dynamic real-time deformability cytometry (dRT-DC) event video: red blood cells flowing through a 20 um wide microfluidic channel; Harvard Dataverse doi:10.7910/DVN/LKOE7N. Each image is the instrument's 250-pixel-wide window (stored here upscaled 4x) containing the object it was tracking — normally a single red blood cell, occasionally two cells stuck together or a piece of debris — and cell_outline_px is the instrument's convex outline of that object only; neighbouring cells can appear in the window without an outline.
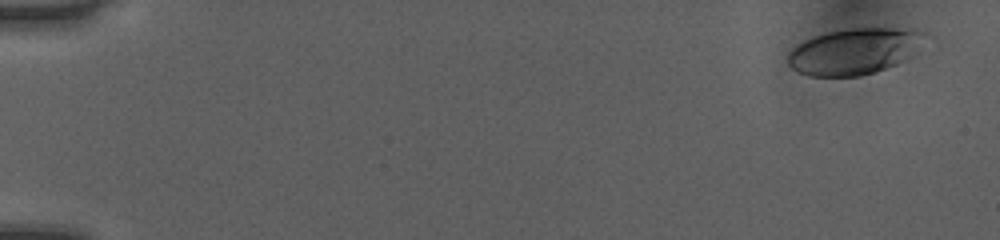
{"species": "human", "species_latin": "Homo sapiens", "temperature_condition": "room temperature", "stored_images_in_passage": 50, "camera_frame_rate_fps": 3000, "um_per_image_px": 0.085, "donor": {"sex": "female"}, "frame": {"image": 1, "passage_image": 1, "time_ms": 0.0, "image_size_px": [1000, 240], "cell_outline_px": [[932, 36], [908, 60], [860, 76], [808, 76], [796, 72], [788, 64], [788, 52], [792, 48], [816, 36], [828, 32], [852, 28], [916, 28], [928, 32]], "centroid_in_image_um": [72.74, 4.34], "position_along_channel_um": 12.3, "area_um2": 37.4}}
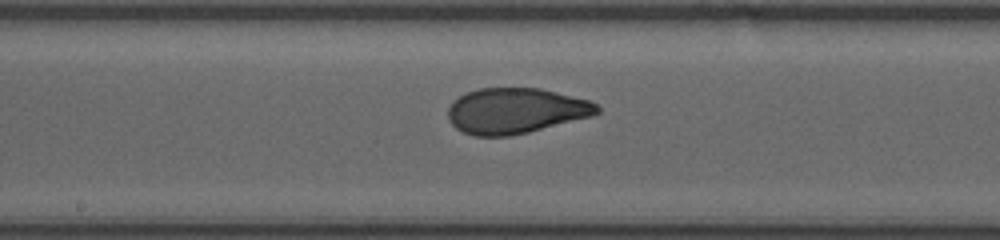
{"frame": {"image": 2, "passage_image": 27, "time_ms": 8.667, "image_size_px": [1000, 240], "cell_outline_px": [[600, 112], [592, 116], [528, 132], [508, 136], [472, 136], [456, 128], [448, 120], [448, 108], [452, 100], [468, 92], [480, 88], [540, 88], [588, 100], [596, 104], [600, 108]], "centroid_in_image_um": [43.81, 9.42], "position_along_channel_um": 204.4, "area_um2": 39.48}}
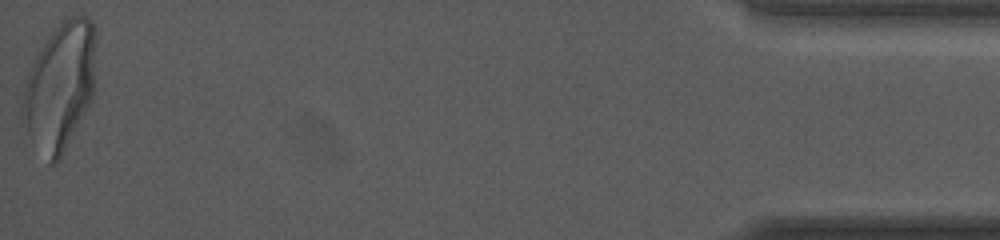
{"frame": {"image": 3, "passage_image": 50, "time_ms": 16.333, "image_size_px": [1000, 240], "cell_outline_px": [[96, 32], [92, 100], [88, 108], [60, 160], [56, 164], [48, 164], [20, 120], [20, 108], [24, 84], [28, 72], [40, 48], [60, 20], [76, 12], [92, 20], [96, 28]], "centroid_in_image_um": [5.09, 7.32], "position_along_channel_um": 430.1, "area_um2": 55.37}, "authors_computed_cell_mechanics": {"area_um2": 39.9976, "velocity_mm_per_s": 4.0608, "shape_relaxation_time_tau1_ms": 4.5432, "shape_relaxation_time_tau2_ms": 0.8464, "deformation_change_tau1": 0.1896, "deformation_change_tau2": 0.0644}}